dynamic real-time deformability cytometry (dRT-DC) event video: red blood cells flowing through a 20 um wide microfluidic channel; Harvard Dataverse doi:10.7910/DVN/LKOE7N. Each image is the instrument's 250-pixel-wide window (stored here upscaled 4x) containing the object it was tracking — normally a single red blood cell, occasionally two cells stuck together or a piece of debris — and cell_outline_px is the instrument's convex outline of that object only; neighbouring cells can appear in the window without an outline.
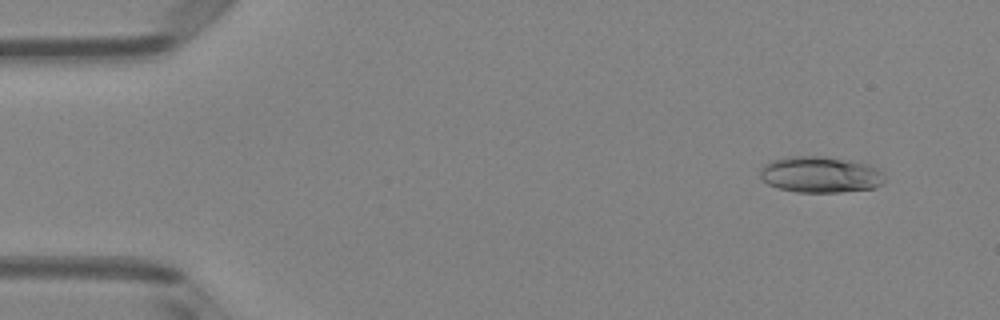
{"species": "Egyptian fruit bat (a non-hibernating species)", "species_latin": "Rousettus aegyptiacus", "temperature_condition": "room temperature", "stored_images_in_passage": 50, "camera_frame_rate_fps": 3000, "um_per_image_px": 0.085, "animal": {"sex": "female"}, "frame": {"image": 1, "passage_image": 4, "time_ms": 1.0, "image_size_px": [1000, 320], "cell_outline_px": [[884, 180], [876, 188], [840, 192], [796, 192], [780, 188], [768, 184], [760, 176], [760, 168], [764, 164], [772, 160], [788, 156], [824, 156], [872, 164], [880, 168], [884, 172]], "centroid_in_image_um": [69.77, 14.83], "position_along_channel_um": 15.2, "area_um2": 26.59}}
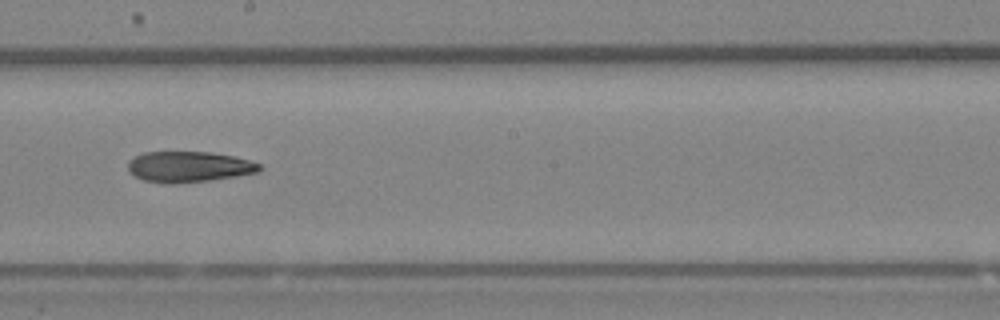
{"frame": {"image": 2, "passage_image": 28, "time_ms": 9.0, "image_size_px": [1000, 320], "cell_outline_px": [[260, 168], [256, 172], [236, 176], [208, 180], [176, 184], [168, 184], [144, 180], [128, 172], [128, 164], [136, 156], [144, 152], [212, 152], [232, 156], [248, 160], [260, 164]], "centroid_in_image_um": [16.02, 14.18], "position_along_channel_um": 232.2, "area_um2": 23.29}}
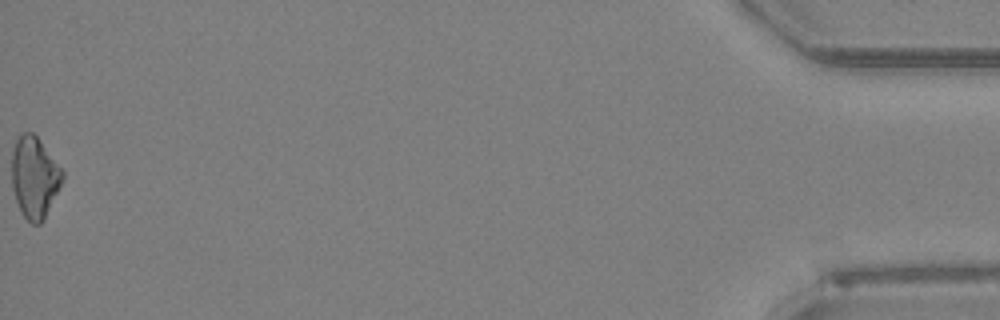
{"frame": {"image": 3, "passage_image": 50, "time_ms": 16.333, "image_size_px": [1000, 320], "cell_outline_px": [[64, 176], [44, 220], [40, 224], [32, 224], [24, 216], [16, 200], [12, 188], [12, 148], [20, 132], [32, 132], [40, 140], [64, 172]], "centroid_in_image_um": [2.91, 15.05], "position_along_channel_um": 432.3, "area_um2": 23.87}}